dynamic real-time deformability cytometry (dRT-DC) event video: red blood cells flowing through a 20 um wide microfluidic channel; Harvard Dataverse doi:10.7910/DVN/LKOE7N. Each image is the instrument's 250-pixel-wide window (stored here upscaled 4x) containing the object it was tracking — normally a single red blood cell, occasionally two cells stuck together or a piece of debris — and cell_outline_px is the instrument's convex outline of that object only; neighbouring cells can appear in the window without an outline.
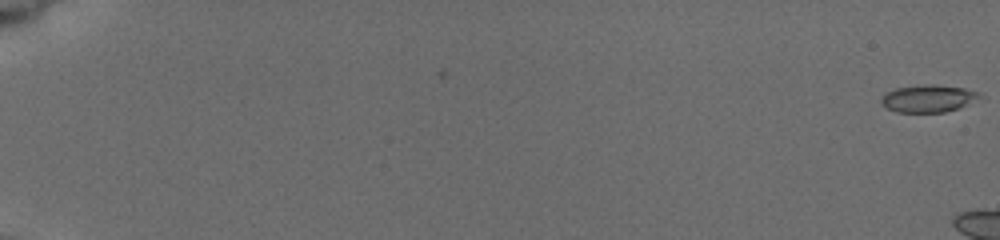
{"species": "common noctule bat (a hibernating species)", "species_latin": "Nyctalus noctula", "temperature_condition": "cold", "stored_images_in_passage": 4, "camera_frame_rate_fps": 3000, "um_per_image_px": 0.085, "animal": {"sex": "female", "body_mass_g": 19.5, "forearm_length_mm": 54.1}, "frame": {"image": 1, "passage_image": 1, "time_ms": 0.0, "image_size_px": [1000, 240], "cell_outline_px": [[980, 96], [960, 108], [944, 112], [896, 112], [880, 104], [880, 100], [884, 92], [896, 88], [924, 84], [932, 84], [964, 88], [976, 92]], "centroid_in_image_um": [78.81, 8.37], "position_along_channel_um": 6.2, "area_um2": 15.55}}